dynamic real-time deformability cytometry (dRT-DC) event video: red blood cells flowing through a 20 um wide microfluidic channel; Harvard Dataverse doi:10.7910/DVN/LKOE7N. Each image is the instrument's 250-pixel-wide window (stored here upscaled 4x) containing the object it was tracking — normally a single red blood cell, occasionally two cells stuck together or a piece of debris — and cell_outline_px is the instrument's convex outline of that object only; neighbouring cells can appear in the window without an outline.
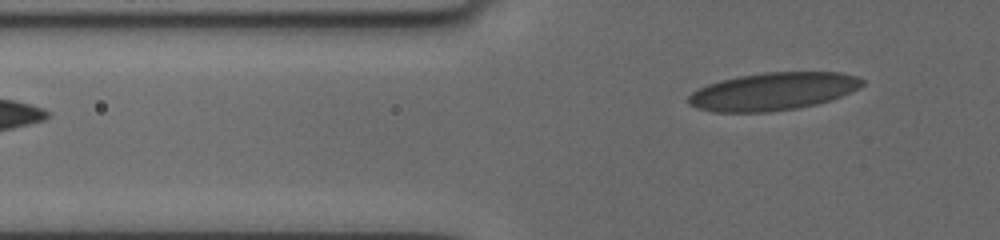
{"species": "human", "species_latin": "Homo sapiens", "temperature_condition": "cold", "stored_images_in_passage": 5, "segment_of_instrument_passage": [2, 2], "camera_frame_rate_fps": 3000, "um_per_image_px": 0.085, "donor": {"sex": "female"}, "frame": {"image": 1, "passage_image": 5, "time_ms": 4.667, "image_size_px": [1000, 240], "cell_outline_px": [[864, 84], [860, 88], [832, 100], [816, 104], [796, 108], [768, 112], [712, 112], [696, 108], [688, 104], [688, 96], [692, 92], [708, 84], [720, 80], [740, 76], [764, 72], [840, 72], [856, 76], [864, 80]], "centroid_in_image_um": [65.71, 7.77], "position_along_channel_um": 60.1, "area_um2": 38.32}}